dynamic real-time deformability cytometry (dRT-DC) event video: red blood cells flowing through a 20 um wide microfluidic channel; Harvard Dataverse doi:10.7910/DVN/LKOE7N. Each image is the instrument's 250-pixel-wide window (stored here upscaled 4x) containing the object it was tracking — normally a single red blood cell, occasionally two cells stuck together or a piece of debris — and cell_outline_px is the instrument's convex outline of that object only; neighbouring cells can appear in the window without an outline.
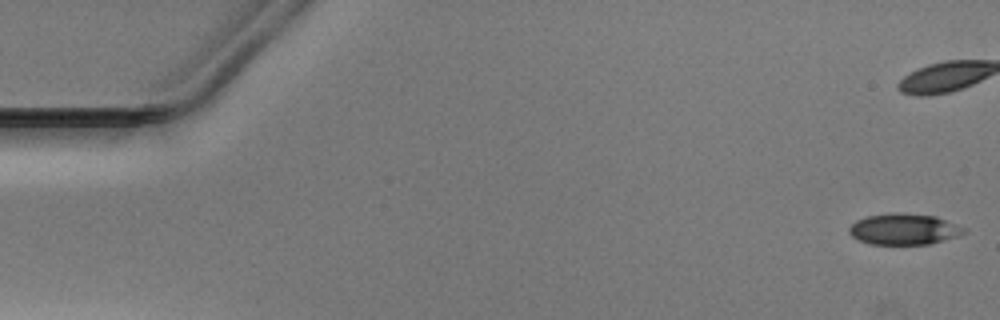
{"species": "Egyptian fruit bat (a non-hibernating species)", "species_latin": "Rousettus aegyptiacus", "temperature_condition": "warm", "stored_images_in_passage": 41, "camera_frame_rate_fps": 3000, "um_per_image_px": 0.085, "animal": {"sex": "male"}, "frame": {"image": 1, "passage_image": 1, "time_ms": 0.0, "image_size_px": [1000, 320], "cell_outline_px": [[968, 232], [960, 236], [928, 244], [868, 244], [852, 236], [848, 232], [848, 228], [856, 220], [868, 216], [892, 212], [896, 212], [936, 216], [968, 228]], "centroid_in_image_um": [76.88, 19.47], "position_along_channel_um": 8.1, "area_um2": 21.04}}
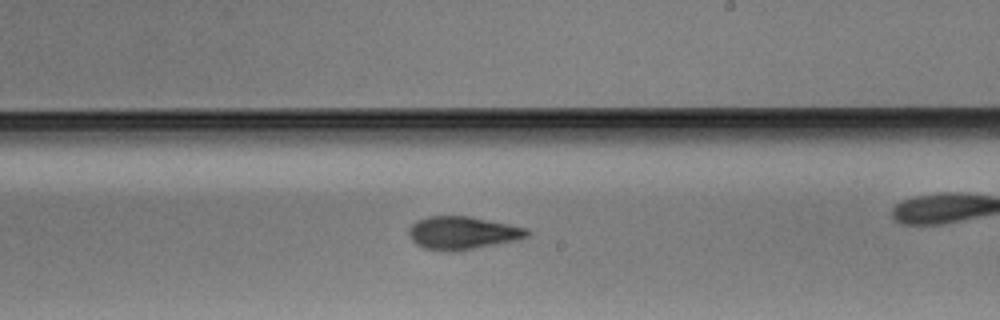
{"frame": {"image": 2, "passage_image": 30, "time_ms": 9.667, "image_size_px": [1000, 320], "cell_outline_px": [[532, 232], [528, 236], [516, 240], [496, 244], [452, 252], [424, 248], [416, 244], [408, 236], [408, 228], [416, 220], [428, 216], [468, 216], [528, 228]], "centroid_in_image_um": [39.29, 19.79], "position_along_channel_um": 249.7, "area_um2": 22.72}}
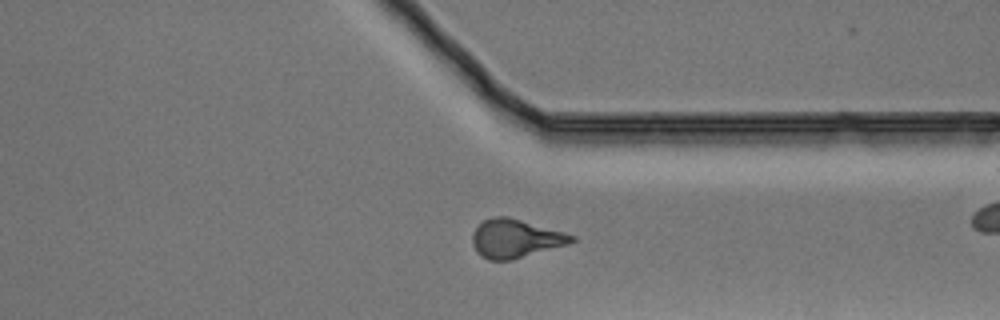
{"frame": {"image": 3, "passage_image": 39, "time_ms": 12.667, "image_size_px": [1000, 320], "cell_outline_px": [[576, 240], [568, 244], [512, 260], [488, 260], [480, 256], [476, 252], [472, 244], [472, 232], [484, 220], [496, 216], [508, 216], [564, 232], [576, 236]], "centroid_in_image_um": [43.79, 20.28], "position_along_channel_um": 367.6, "area_um2": 22.31}}